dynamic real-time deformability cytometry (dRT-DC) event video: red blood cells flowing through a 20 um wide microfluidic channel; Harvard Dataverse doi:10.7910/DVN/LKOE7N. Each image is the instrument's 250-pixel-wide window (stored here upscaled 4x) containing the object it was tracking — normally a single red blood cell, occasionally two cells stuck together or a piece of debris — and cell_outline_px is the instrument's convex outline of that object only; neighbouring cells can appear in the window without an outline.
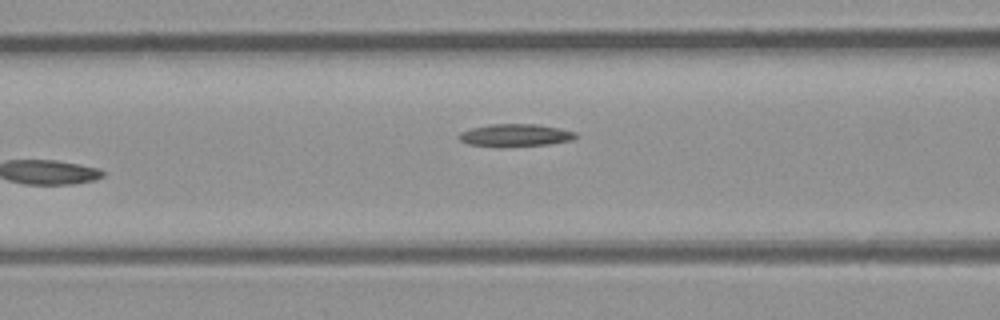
{"species": "common noctule bat (a hibernating species)", "species_latin": "Nyctalus noctula", "temperature_condition": "room temperature", "stored_images_in_passage": 6, "camera_frame_rate_fps": 3000, "um_per_image_px": 0.085, "animal": {"sex": "male", "body_mass_g": 23.1, "forearm_length_mm": 52.7}, "frame": {"image": 1, "passage_image": 6, "time_ms": 6.667, "image_size_px": [1000, 320], "cell_outline_px": [[580, 136], [572, 140], [548, 144], [500, 148], [468, 144], [460, 140], [456, 136], [460, 132], [472, 128], [488, 124], [536, 124], [560, 128], [576, 132]], "centroid_in_image_um": [43.79, 11.51], "position_along_channel_um": 122.8, "area_um2": 15.72}}